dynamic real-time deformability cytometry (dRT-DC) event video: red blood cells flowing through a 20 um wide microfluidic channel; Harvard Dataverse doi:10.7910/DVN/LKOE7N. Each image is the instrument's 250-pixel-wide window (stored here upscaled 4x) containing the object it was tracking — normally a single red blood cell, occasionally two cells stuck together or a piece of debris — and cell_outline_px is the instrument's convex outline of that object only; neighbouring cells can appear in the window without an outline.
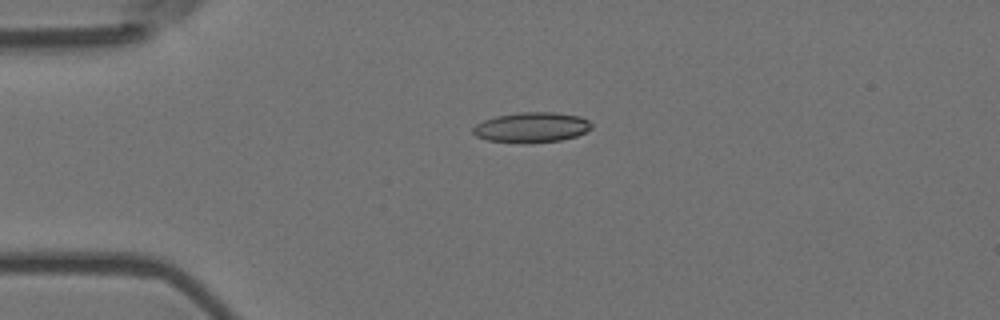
{"species": "Egyptian fruit bat (a non-hibernating species)", "species_latin": "Rousettus aegyptiacus", "temperature_condition": "room temperature", "stored_images_in_passage": 6, "camera_frame_rate_fps": 3000, "um_per_image_px": 0.085, "animal": {"sex": "female"}, "frame": {"image": 1, "passage_image": 4, "time_ms": 1.0, "image_size_px": [1000, 320], "cell_outline_px": [[592, 128], [576, 136], [560, 140], [524, 144], [488, 140], [476, 136], [472, 132], [472, 128], [476, 124], [484, 120], [496, 116], [520, 112], [552, 112], [580, 116], [588, 120], [592, 124]], "centroid_in_image_um": [45.17, 10.83], "position_along_channel_um": 39.8, "area_um2": 20.92}}
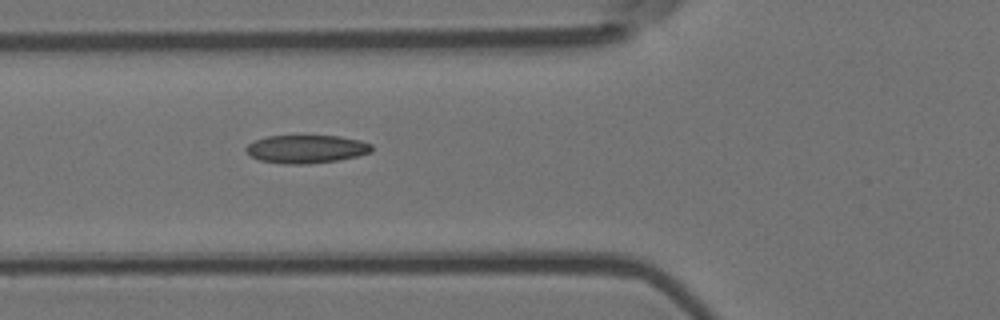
{"frame": {"image": 2, "passage_image": 6, "time_ms": 1.667, "image_size_px": [1000, 320], "cell_outline_px": [[372, 152], [356, 156], [336, 160], [308, 164], [284, 164], [260, 160], [252, 156], [244, 148], [248, 144], [256, 140], [268, 136], [340, 136], [360, 140], [372, 144]], "centroid_in_image_um": [26.05, 12.66], "position_along_channel_um": 99.7, "area_um2": 20.46}}